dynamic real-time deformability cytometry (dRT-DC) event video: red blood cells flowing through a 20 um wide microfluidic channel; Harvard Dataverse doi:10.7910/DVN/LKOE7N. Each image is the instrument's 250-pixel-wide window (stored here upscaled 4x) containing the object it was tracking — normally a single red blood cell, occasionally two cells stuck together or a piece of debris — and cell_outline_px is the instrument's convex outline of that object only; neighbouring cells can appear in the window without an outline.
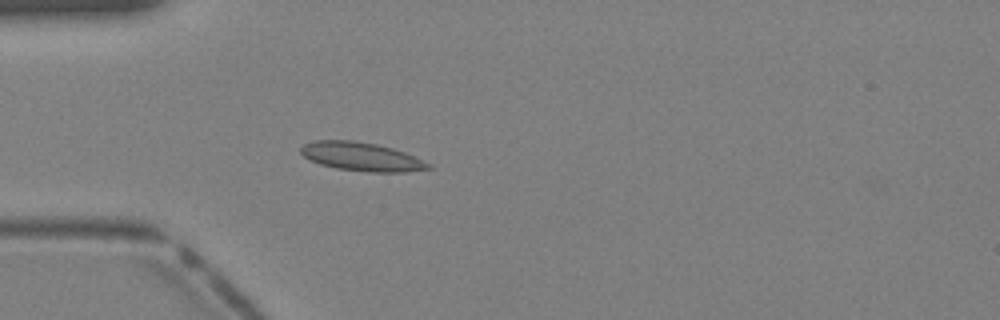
{"species": "Egyptian fruit bat (a non-hibernating species)", "species_latin": "Rousettus aegyptiacus", "temperature_condition": "warm", "stored_images_in_passage": 29, "camera_frame_rate_fps": 3000, "um_per_image_px": 0.085, "animal": {"sex": "female"}, "frame": {"image": 1, "passage_image": 1, "time_ms": 0.0, "image_size_px": [1000, 320], "cell_outline_px": [[432, 168], [404, 172], [368, 172], [336, 168], [320, 164], [304, 156], [300, 152], [300, 148], [304, 144], [316, 140], [352, 140], [376, 144], [392, 148], [404, 152], [432, 164]], "centroid_in_image_um": [30.74, 13.32], "position_along_channel_um": 54.3, "area_um2": 21.15}}
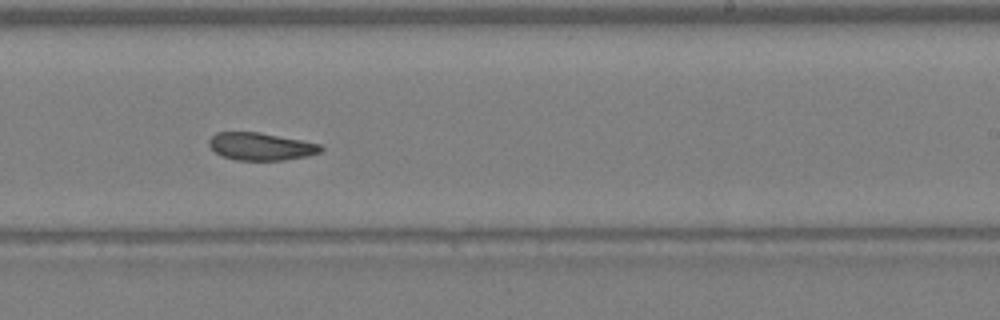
{"frame": {"image": 2, "passage_image": 14, "time_ms": 4.333, "image_size_px": [1000, 320], "cell_outline_px": [[324, 148], [320, 152], [308, 156], [284, 160], [236, 160], [220, 156], [208, 144], [208, 140], [216, 132], [260, 132], [320, 144]], "centroid_in_image_um": [22.16, 12.45], "position_along_channel_um": 266.8, "area_um2": 17.98}}
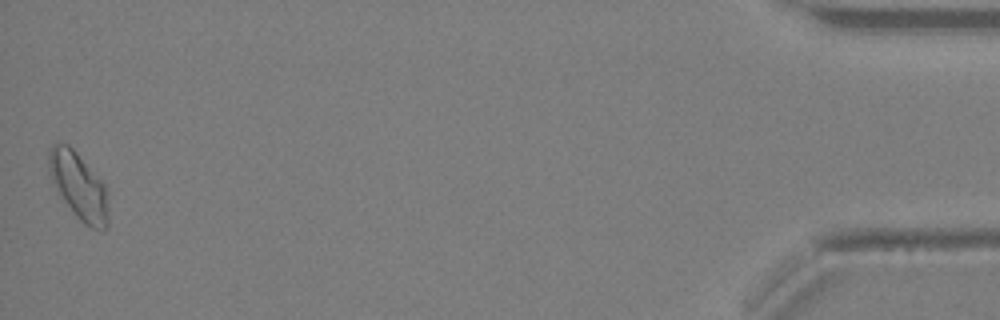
{"frame": {"image": 3, "passage_image": 29, "time_ms": 9.333, "image_size_px": [1000, 320], "cell_outline_px": [[108, 228], [92, 228], [84, 224], [76, 216], [64, 200], [52, 180], [48, 172], [48, 152], [52, 144], [68, 144], [76, 152], [104, 184], [108, 192]], "centroid_in_image_um": [6.7, 15.81], "position_along_channel_um": 428.5, "area_um2": 22.83}}